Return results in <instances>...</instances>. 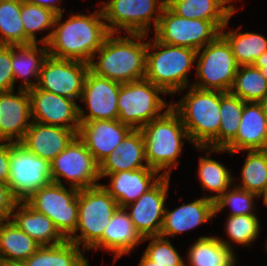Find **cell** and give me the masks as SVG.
<instances>
[{
  "mask_svg": "<svg viewBox=\"0 0 267 266\" xmlns=\"http://www.w3.org/2000/svg\"><path fill=\"white\" fill-rule=\"evenodd\" d=\"M145 167L149 166L145 156L143 134L140 129H132L122 143L99 163V172L100 175H109Z\"/></svg>",
  "mask_w": 267,
  "mask_h": 266,
  "instance_id": "25",
  "label": "cell"
},
{
  "mask_svg": "<svg viewBox=\"0 0 267 266\" xmlns=\"http://www.w3.org/2000/svg\"><path fill=\"white\" fill-rule=\"evenodd\" d=\"M161 94L166 95L161 88L145 78L121 84L117 104L118 120L132 129H141L171 108V102L167 104L160 97Z\"/></svg>",
  "mask_w": 267,
  "mask_h": 266,
  "instance_id": "7",
  "label": "cell"
},
{
  "mask_svg": "<svg viewBox=\"0 0 267 266\" xmlns=\"http://www.w3.org/2000/svg\"><path fill=\"white\" fill-rule=\"evenodd\" d=\"M225 230L228 239L237 245L250 246L261 231L257 215L228 216Z\"/></svg>",
  "mask_w": 267,
  "mask_h": 266,
  "instance_id": "40",
  "label": "cell"
},
{
  "mask_svg": "<svg viewBox=\"0 0 267 266\" xmlns=\"http://www.w3.org/2000/svg\"><path fill=\"white\" fill-rule=\"evenodd\" d=\"M195 241L188 250L185 266H230L238 259L229 240L209 235Z\"/></svg>",
  "mask_w": 267,
  "mask_h": 266,
  "instance_id": "28",
  "label": "cell"
},
{
  "mask_svg": "<svg viewBox=\"0 0 267 266\" xmlns=\"http://www.w3.org/2000/svg\"><path fill=\"white\" fill-rule=\"evenodd\" d=\"M233 14L238 11L235 5L231 4L233 0H220Z\"/></svg>",
  "mask_w": 267,
  "mask_h": 266,
  "instance_id": "48",
  "label": "cell"
},
{
  "mask_svg": "<svg viewBox=\"0 0 267 266\" xmlns=\"http://www.w3.org/2000/svg\"><path fill=\"white\" fill-rule=\"evenodd\" d=\"M237 261L238 259L235 262H233L230 266H236L235 264L237 263Z\"/></svg>",
  "mask_w": 267,
  "mask_h": 266,
  "instance_id": "52",
  "label": "cell"
},
{
  "mask_svg": "<svg viewBox=\"0 0 267 266\" xmlns=\"http://www.w3.org/2000/svg\"><path fill=\"white\" fill-rule=\"evenodd\" d=\"M197 150L206 151L205 157L200 156L199 168H198V179L201 182L202 190L207 192H213L216 194L208 196L209 199L215 201L219 198L226 190H228L233 183L235 178L230 169L224 166L219 161L209 158L213 152H226V149H214L210 147H195ZM207 155V156H206ZM207 190V191H206Z\"/></svg>",
  "mask_w": 267,
  "mask_h": 266,
  "instance_id": "30",
  "label": "cell"
},
{
  "mask_svg": "<svg viewBox=\"0 0 267 266\" xmlns=\"http://www.w3.org/2000/svg\"><path fill=\"white\" fill-rule=\"evenodd\" d=\"M229 154L267 149V118L256 102H246L236 138L225 148Z\"/></svg>",
  "mask_w": 267,
  "mask_h": 266,
  "instance_id": "24",
  "label": "cell"
},
{
  "mask_svg": "<svg viewBox=\"0 0 267 266\" xmlns=\"http://www.w3.org/2000/svg\"><path fill=\"white\" fill-rule=\"evenodd\" d=\"M142 235L134 227L125 207H118L107 224L101 240L92 248L113 253L114 262L121 256L129 255L133 249L144 243Z\"/></svg>",
  "mask_w": 267,
  "mask_h": 266,
  "instance_id": "23",
  "label": "cell"
},
{
  "mask_svg": "<svg viewBox=\"0 0 267 266\" xmlns=\"http://www.w3.org/2000/svg\"><path fill=\"white\" fill-rule=\"evenodd\" d=\"M100 5L110 33L121 34L124 30L128 34L149 35L151 24L154 29L158 24L166 0H109Z\"/></svg>",
  "mask_w": 267,
  "mask_h": 266,
  "instance_id": "9",
  "label": "cell"
},
{
  "mask_svg": "<svg viewBox=\"0 0 267 266\" xmlns=\"http://www.w3.org/2000/svg\"><path fill=\"white\" fill-rule=\"evenodd\" d=\"M47 44H41V47L36 44L29 45H11V64L15 81L23 78L20 82V89H31L38 85L40 72L45 59L48 57ZM30 77H35V80H30Z\"/></svg>",
  "mask_w": 267,
  "mask_h": 266,
  "instance_id": "27",
  "label": "cell"
},
{
  "mask_svg": "<svg viewBox=\"0 0 267 266\" xmlns=\"http://www.w3.org/2000/svg\"><path fill=\"white\" fill-rule=\"evenodd\" d=\"M188 92L171 107L180 115L194 147L218 149L221 92L202 90L190 85Z\"/></svg>",
  "mask_w": 267,
  "mask_h": 266,
  "instance_id": "3",
  "label": "cell"
},
{
  "mask_svg": "<svg viewBox=\"0 0 267 266\" xmlns=\"http://www.w3.org/2000/svg\"><path fill=\"white\" fill-rule=\"evenodd\" d=\"M11 220L40 246L56 245L66 240L48 216L32 208L26 201L16 204Z\"/></svg>",
  "mask_w": 267,
  "mask_h": 266,
  "instance_id": "26",
  "label": "cell"
},
{
  "mask_svg": "<svg viewBox=\"0 0 267 266\" xmlns=\"http://www.w3.org/2000/svg\"><path fill=\"white\" fill-rule=\"evenodd\" d=\"M50 166L54 183L64 185V179L69 187L79 190L100 185L99 163L78 136L50 162Z\"/></svg>",
  "mask_w": 267,
  "mask_h": 266,
  "instance_id": "12",
  "label": "cell"
},
{
  "mask_svg": "<svg viewBox=\"0 0 267 266\" xmlns=\"http://www.w3.org/2000/svg\"><path fill=\"white\" fill-rule=\"evenodd\" d=\"M147 36L128 33L127 36L119 33L117 36V33H110L90 61L89 70L121 84L144 79L147 42L143 39Z\"/></svg>",
  "mask_w": 267,
  "mask_h": 266,
  "instance_id": "2",
  "label": "cell"
},
{
  "mask_svg": "<svg viewBox=\"0 0 267 266\" xmlns=\"http://www.w3.org/2000/svg\"><path fill=\"white\" fill-rule=\"evenodd\" d=\"M32 121L79 130V105L73 99L39 89L28 90Z\"/></svg>",
  "mask_w": 267,
  "mask_h": 266,
  "instance_id": "17",
  "label": "cell"
},
{
  "mask_svg": "<svg viewBox=\"0 0 267 266\" xmlns=\"http://www.w3.org/2000/svg\"><path fill=\"white\" fill-rule=\"evenodd\" d=\"M80 248L66 239L60 244L40 246L23 263L25 266H90L85 251Z\"/></svg>",
  "mask_w": 267,
  "mask_h": 266,
  "instance_id": "32",
  "label": "cell"
},
{
  "mask_svg": "<svg viewBox=\"0 0 267 266\" xmlns=\"http://www.w3.org/2000/svg\"><path fill=\"white\" fill-rule=\"evenodd\" d=\"M140 130L144 137L148 166L162 176H171L172 168L178 166L185 140L190 142L180 115L171 107Z\"/></svg>",
  "mask_w": 267,
  "mask_h": 266,
  "instance_id": "4",
  "label": "cell"
},
{
  "mask_svg": "<svg viewBox=\"0 0 267 266\" xmlns=\"http://www.w3.org/2000/svg\"><path fill=\"white\" fill-rule=\"evenodd\" d=\"M17 203L9 185L0 181V220L10 219Z\"/></svg>",
  "mask_w": 267,
  "mask_h": 266,
  "instance_id": "43",
  "label": "cell"
},
{
  "mask_svg": "<svg viewBox=\"0 0 267 266\" xmlns=\"http://www.w3.org/2000/svg\"><path fill=\"white\" fill-rule=\"evenodd\" d=\"M137 266H161V265H151V260L145 254H143Z\"/></svg>",
  "mask_w": 267,
  "mask_h": 266,
  "instance_id": "47",
  "label": "cell"
},
{
  "mask_svg": "<svg viewBox=\"0 0 267 266\" xmlns=\"http://www.w3.org/2000/svg\"><path fill=\"white\" fill-rule=\"evenodd\" d=\"M88 71L89 64L86 62L48 55L43 63L37 87L77 101L81 99Z\"/></svg>",
  "mask_w": 267,
  "mask_h": 266,
  "instance_id": "14",
  "label": "cell"
},
{
  "mask_svg": "<svg viewBox=\"0 0 267 266\" xmlns=\"http://www.w3.org/2000/svg\"><path fill=\"white\" fill-rule=\"evenodd\" d=\"M263 197V205L267 207V188L259 195V197Z\"/></svg>",
  "mask_w": 267,
  "mask_h": 266,
  "instance_id": "50",
  "label": "cell"
},
{
  "mask_svg": "<svg viewBox=\"0 0 267 266\" xmlns=\"http://www.w3.org/2000/svg\"><path fill=\"white\" fill-rule=\"evenodd\" d=\"M10 169V142L0 141V181L7 183Z\"/></svg>",
  "mask_w": 267,
  "mask_h": 266,
  "instance_id": "44",
  "label": "cell"
},
{
  "mask_svg": "<svg viewBox=\"0 0 267 266\" xmlns=\"http://www.w3.org/2000/svg\"><path fill=\"white\" fill-rule=\"evenodd\" d=\"M118 207L116 200L101 184L79 190L76 230L67 240L79 247L83 244L84 251L92 250L101 240L107 224Z\"/></svg>",
  "mask_w": 267,
  "mask_h": 266,
  "instance_id": "6",
  "label": "cell"
},
{
  "mask_svg": "<svg viewBox=\"0 0 267 266\" xmlns=\"http://www.w3.org/2000/svg\"><path fill=\"white\" fill-rule=\"evenodd\" d=\"M159 175V176H157ZM110 183L102 187L116 200L119 207L135 202L143 193L152 188L163 176L150 167L137 170H126L109 175Z\"/></svg>",
  "mask_w": 267,
  "mask_h": 266,
  "instance_id": "20",
  "label": "cell"
},
{
  "mask_svg": "<svg viewBox=\"0 0 267 266\" xmlns=\"http://www.w3.org/2000/svg\"><path fill=\"white\" fill-rule=\"evenodd\" d=\"M258 103L261 105L263 113L267 118V93Z\"/></svg>",
  "mask_w": 267,
  "mask_h": 266,
  "instance_id": "49",
  "label": "cell"
},
{
  "mask_svg": "<svg viewBox=\"0 0 267 266\" xmlns=\"http://www.w3.org/2000/svg\"><path fill=\"white\" fill-rule=\"evenodd\" d=\"M245 103L230 92H221L218 149H225L236 138Z\"/></svg>",
  "mask_w": 267,
  "mask_h": 266,
  "instance_id": "35",
  "label": "cell"
},
{
  "mask_svg": "<svg viewBox=\"0 0 267 266\" xmlns=\"http://www.w3.org/2000/svg\"><path fill=\"white\" fill-rule=\"evenodd\" d=\"M155 31V39L173 45L199 50L214 41L221 28L214 21L183 18L164 7Z\"/></svg>",
  "mask_w": 267,
  "mask_h": 266,
  "instance_id": "11",
  "label": "cell"
},
{
  "mask_svg": "<svg viewBox=\"0 0 267 266\" xmlns=\"http://www.w3.org/2000/svg\"><path fill=\"white\" fill-rule=\"evenodd\" d=\"M255 68H259L264 78L267 80V50L261 54L259 58L252 64Z\"/></svg>",
  "mask_w": 267,
  "mask_h": 266,
  "instance_id": "46",
  "label": "cell"
},
{
  "mask_svg": "<svg viewBox=\"0 0 267 266\" xmlns=\"http://www.w3.org/2000/svg\"><path fill=\"white\" fill-rule=\"evenodd\" d=\"M21 21L25 34V45L29 44H47L51 38L55 18L57 13L52 9L32 4L26 0L21 3ZM49 30L50 32L42 36L41 39H36V33Z\"/></svg>",
  "mask_w": 267,
  "mask_h": 266,
  "instance_id": "33",
  "label": "cell"
},
{
  "mask_svg": "<svg viewBox=\"0 0 267 266\" xmlns=\"http://www.w3.org/2000/svg\"><path fill=\"white\" fill-rule=\"evenodd\" d=\"M144 254L151 260V265L185 266V260L171 244L169 238L158 236L145 237L149 241Z\"/></svg>",
  "mask_w": 267,
  "mask_h": 266,
  "instance_id": "41",
  "label": "cell"
},
{
  "mask_svg": "<svg viewBox=\"0 0 267 266\" xmlns=\"http://www.w3.org/2000/svg\"><path fill=\"white\" fill-rule=\"evenodd\" d=\"M121 83L95 75L90 70L84 80L81 101L87 105L85 109L79 105L80 122L93 120H118V94Z\"/></svg>",
  "mask_w": 267,
  "mask_h": 266,
  "instance_id": "15",
  "label": "cell"
},
{
  "mask_svg": "<svg viewBox=\"0 0 267 266\" xmlns=\"http://www.w3.org/2000/svg\"><path fill=\"white\" fill-rule=\"evenodd\" d=\"M255 198L259 196L233 185L214 201L215 216L226 206L230 207L228 216L256 215Z\"/></svg>",
  "mask_w": 267,
  "mask_h": 266,
  "instance_id": "39",
  "label": "cell"
},
{
  "mask_svg": "<svg viewBox=\"0 0 267 266\" xmlns=\"http://www.w3.org/2000/svg\"><path fill=\"white\" fill-rule=\"evenodd\" d=\"M132 130L119 120L80 122L77 136L83 141L95 160L100 163Z\"/></svg>",
  "mask_w": 267,
  "mask_h": 266,
  "instance_id": "19",
  "label": "cell"
},
{
  "mask_svg": "<svg viewBox=\"0 0 267 266\" xmlns=\"http://www.w3.org/2000/svg\"><path fill=\"white\" fill-rule=\"evenodd\" d=\"M196 56L197 50L189 47L168 45L155 38L147 41L145 79L166 94L184 92L190 85L188 73Z\"/></svg>",
  "mask_w": 267,
  "mask_h": 266,
  "instance_id": "5",
  "label": "cell"
},
{
  "mask_svg": "<svg viewBox=\"0 0 267 266\" xmlns=\"http://www.w3.org/2000/svg\"><path fill=\"white\" fill-rule=\"evenodd\" d=\"M228 22L221 29V35L231 46L232 53L239 66L252 65L267 50V38L258 33L240 32L241 26L226 32Z\"/></svg>",
  "mask_w": 267,
  "mask_h": 266,
  "instance_id": "34",
  "label": "cell"
},
{
  "mask_svg": "<svg viewBox=\"0 0 267 266\" xmlns=\"http://www.w3.org/2000/svg\"><path fill=\"white\" fill-rule=\"evenodd\" d=\"M23 0H0V45H25L21 21Z\"/></svg>",
  "mask_w": 267,
  "mask_h": 266,
  "instance_id": "38",
  "label": "cell"
},
{
  "mask_svg": "<svg viewBox=\"0 0 267 266\" xmlns=\"http://www.w3.org/2000/svg\"><path fill=\"white\" fill-rule=\"evenodd\" d=\"M79 189L51 182L38 189L26 202L48 216L60 234L68 239L76 230Z\"/></svg>",
  "mask_w": 267,
  "mask_h": 266,
  "instance_id": "13",
  "label": "cell"
},
{
  "mask_svg": "<svg viewBox=\"0 0 267 266\" xmlns=\"http://www.w3.org/2000/svg\"><path fill=\"white\" fill-rule=\"evenodd\" d=\"M214 216V201L205 194L190 203H184L178 208H174V210L165 208L160 236L165 238L177 237L181 233L207 223Z\"/></svg>",
  "mask_w": 267,
  "mask_h": 266,
  "instance_id": "22",
  "label": "cell"
},
{
  "mask_svg": "<svg viewBox=\"0 0 267 266\" xmlns=\"http://www.w3.org/2000/svg\"><path fill=\"white\" fill-rule=\"evenodd\" d=\"M0 266H25L23 262H19V263H8L5 265H0Z\"/></svg>",
  "mask_w": 267,
  "mask_h": 266,
  "instance_id": "51",
  "label": "cell"
},
{
  "mask_svg": "<svg viewBox=\"0 0 267 266\" xmlns=\"http://www.w3.org/2000/svg\"><path fill=\"white\" fill-rule=\"evenodd\" d=\"M196 61L197 81L191 86L202 90L230 91L239 65L231 46L221 34L197 51Z\"/></svg>",
  "mask_w": 267,
  "mask_h": 266,
  "instance_id": "8",
  "label": "cell"
},
{
  "mask_svg": "<svg viewBox=\"0 0 267 266\" xmlns=\"http://www.w3.org/2000/svg\"><path fill=\"white\" fill-rule=\"evenodd\" d=\"M238 188L259 196L267 188V149L247 151Z\"/></svg>",
  "mask_w": 267,
  "mask_h": 266,
  "instance_id": "37",
  "label": "cell"
},
{
  "mask_svg": "<svg viewBox=\"0 0 267 266\" xmlns=\"http://www.w3.org/2000/svg\"><path fill=\"white\" fill-rule=\"evenodd\" d=\"M14 92H0V141L18 143L32 123L31 100L27 89Z\"/></svg>",
  "mask_w": 267,
  "mask_h": 266,
  "instance_id": "18",
  "label": "cell"
},
{
  "mask_svg": "<svg viewBox=\"0 0 267 266\" xmlns=\"http://www.w3.org/2000/svg\"><path fill=\"white\" fill-rule=\"evenodd\" d=\"M229 92L245 102L258 103L267 93V80L259 68L241 65Z\"/></svg>",
  "mask_w": 267,
  "mask_h": 266,
  "instance_id": "36",
  "label": "cell"
},
{
  "mask_svg": "<svg viewBox=\"0 0 267 266\" xmlns=\"http://www.w3.org/2000/svg\"><path fill=\"white\" fill-rule=\"evenodd\" d=\"M40 245L11 220L0 221V265L24 262Z\"/></svg>",
  "mask_w": 267,
  "mask_h": 266,
  "instance_id": "29",
  "label": "cell"
},
{
  "mask_svg": "<svg viewBox=\"0 0 267 266\" xmlns=\"http://www.w3.org/2000/svg\"><path fill=\"white\" fill-rule=\"evenodd\" d=\"M26 1L32 4L50 8L57 14L63 13V11L65 10V8L60 7L62 3L61 0H26Z\"/></svg>",
  "mask_w": 267,
  "mask_h": 266,
  "instance_id": "45",
  "label": "cell"
},
{
  "mask_svg": "<svg viewBox=\"0 0 267 266\" xmlns=\"http://www.w3.org/2000/svg\"><path fill=\"white\" fill-rule=\"evenodd\" d=\"M11 64V45H0V92L15 89Z\"/></svg>",
  "mask_w": 267,
  "mask_h": 266,
  "instance_id": "42",
  "label": "cell"
},
{
  "mask_svg": "<svg viewBox=\"0 0 267 266\" xmlns=\"http://www.w3.org/2000/svg\"><path fill=\"white\" fill-rule=\"evenodd\" d=\"M169 181L170 176H163L135 202L125 206V209H130L128 213L134 227L143 238L160 235L169 191Z\"/></svg>",
  "mask_w": 267,
  "mask_h": 266,
  "instance_id": "16",
  "label": "cell"
},
{
  "mask_svg": "<svg viewBox=\"0 0 267 266\" xmlns=\"http://www.w3.org/2000/svg\"><path fill=\"white\" fill-rule=\"evenodd\" d=\"M62 18L63 13L55 18L53 32L47 43L49 55L89 64L110 34L101 7L88 15L73 13L60 22Z\"/></svg>",
  "mask_w": 267,
  "mask_h": 266,
  "instance_id": "1",
  "label": "cell"
},
{
  "mask_svg": "<svg viewBox=\"0 0 267 266\" xmlns=\"http://www.w3.org/2000/svg\"><path fill=\"white\" fill-rule=\"evenodd\" d=\"M166 6L180 17L214 21L221 29L234 15L220 0H166Z\"/></svg>",
  "mask_w": 267,
  "mask_h": 266,
  "instance_id": "31",
  "label": "cell"
},
{
  "mask_svg": "<svg viewBox=\"0 0 267 266\" xmlns=\"http://www.w3.org/2000/svg\"><path fill=\"white\" fill-rule=\"evenodd\" d=\"M78 130L32 121L19 142L31 153L51 162L77 136Z\"/></svg>",
  "mask_w": 267,
  "mask_h": 266,
  "instance_id": "21",
  "label": "cell"
},
{
  "mask_svg": "<svg viewBox=\"0 0 267 266\" xmlns=\"http://www.w3.org/2000/svg\"><path fill=\"white\" fill-rule=\"evenodd\" d=\"M51 182V166L48 160L31 153L19 142H10L7 184L18 202L27 201L38 189Z\"/></svg>",
  "mask_w": 267,
  "mask_h": 266,
  "instance_id": "10",
  "label": "cell"
}]
</instances>
